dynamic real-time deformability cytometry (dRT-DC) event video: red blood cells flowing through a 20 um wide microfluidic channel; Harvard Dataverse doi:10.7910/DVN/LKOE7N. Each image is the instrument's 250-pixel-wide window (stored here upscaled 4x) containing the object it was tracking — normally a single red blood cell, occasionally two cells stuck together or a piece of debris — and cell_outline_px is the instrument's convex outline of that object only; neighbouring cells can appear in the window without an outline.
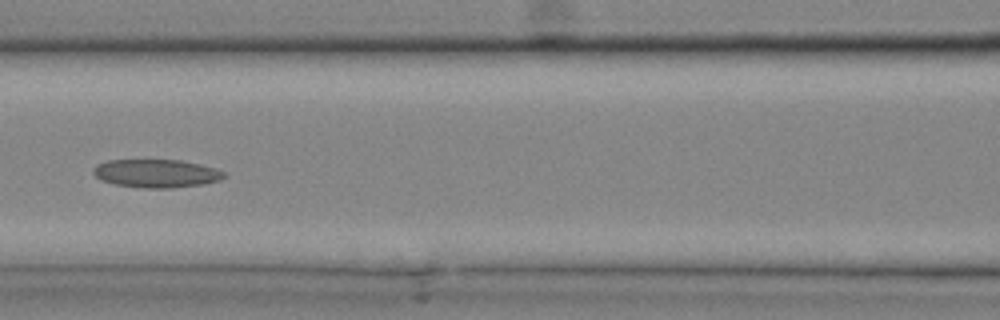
{"species": "common noctule bat (a hibernating species)", "species_latin": "Nyctalus noctula", "temperature_condition": "cold", "stored_images_in_passage": 28, "camera_frame_rate_fps": 3000, "um_per_image_px": 0.085, "animal": {"sex": "male", "body_mass_g": 20.4}, "frame": {"image": 1, "passage_image": 13, "time_ms": 4.0, "image_size_px": [1000, 320], "cell_outline_px": [[224, 176], [220, 180], [204, 184], [172, 188], [144, 188], [116, 184], [100, 180], [92, 172], [92, 168], [96, 164], [108, 160], [180, 160], [200, 164], [216, 168], [224, 172]], "centroid_in_image_um": [13.27, 14.74], "position_along_channel_um": 153.3, "area_um2": 21.56}}